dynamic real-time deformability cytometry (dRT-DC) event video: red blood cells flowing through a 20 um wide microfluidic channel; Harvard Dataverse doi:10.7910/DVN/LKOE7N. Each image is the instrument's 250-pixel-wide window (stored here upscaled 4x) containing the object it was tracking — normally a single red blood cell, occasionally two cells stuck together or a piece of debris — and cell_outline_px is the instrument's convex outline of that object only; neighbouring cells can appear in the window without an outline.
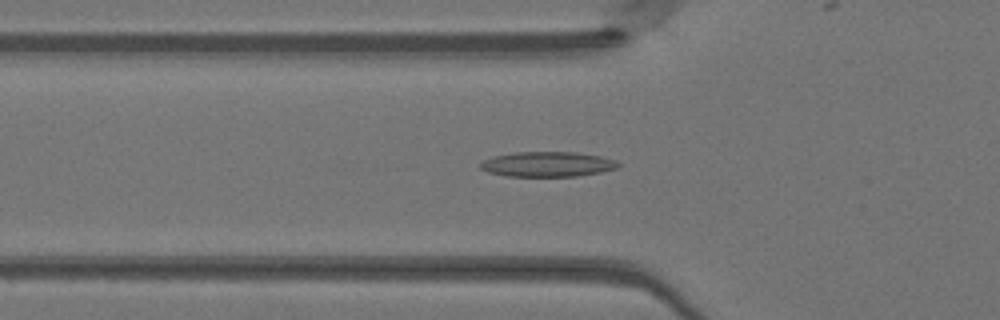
{"species": "Egyptian fruit bat (a non-hibernating species)", "species_latin": "Rousettus aegyptiacus", "temperature_condition": "warm", "stored_images_in_passage": 49, "camera_frame_rate_fps": 3000, "um_per_image_px": 0.085, "animal": {"sex": "female"}, "frame": {"image": 1, "passage_image": 16, "time_ms": 5.0, "image_size_px": [1000, 320], "cell_outline_px": [[620, 164], [616, 168], [600, 172], [576, 176], [508, 176], [488, 172], [480, 168], [480, 160], [492, 156], [516, 152], [576, 152], [600, 156], [616, 160]], "centroid_in_image_um": [46.5, 13.95], "position_along_channel_um": 79.3, "area_um2": 20.11}}
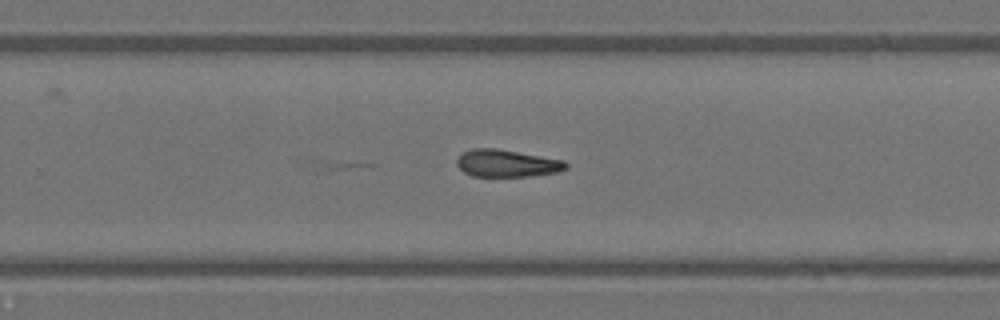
{"frame": {"image": 2, "passage_image": 31, "time_ms": 10.0, "image_size_px": [1000, 320], "cell_outline_px": [[568, 168], [556, 172], [528, 176], [472, 176], [464, 172], [456, 164], [456, 160], [460, 152], [472, 148], [496, 148], [564, 160], [568, 164]], "centroid_in_image_um": [43.04, 13.87], "position_along_channel_um": 286.8, "area_um2": 17.4}}
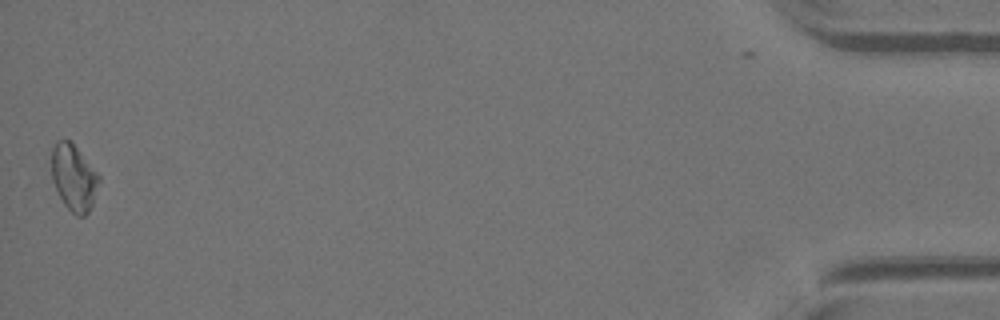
{"frame": {"image": 3, "passage_image": 48, "time_ms": 15.667, "image_size_px": [1000, 320], "cell_outline_px": [[100, 180], [92, 204], [88, 212], [84, 216], [76, 216], [64, 204], [52, 180], [52, 148], [56, 140], [72, 140], [100, 176]], "centroid_in_image_um": [6.28, 15.06], "position_along_channel_um": 428.9, "area_um2": 18.32}}